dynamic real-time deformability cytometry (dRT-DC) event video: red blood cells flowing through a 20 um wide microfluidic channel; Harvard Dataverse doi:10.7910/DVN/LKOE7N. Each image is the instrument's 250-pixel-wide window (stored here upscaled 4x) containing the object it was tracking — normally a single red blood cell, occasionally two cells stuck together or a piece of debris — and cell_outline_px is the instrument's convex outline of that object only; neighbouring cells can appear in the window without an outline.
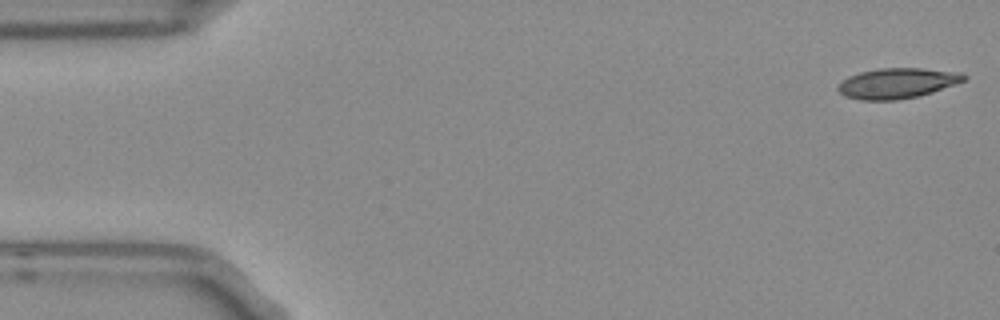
{"species": "Egyptian fruit bat (a non-hibernating species)", "species_latin": "Rousettus aegyptiacus", "temperature_condition": "room temperature", "stored_images_in_passage": 8, "camera_frame_rate_fps": 3000, "um_per_image_px": 0.085, "frame": {"image": 1, "passage_image": 1, "time_ms": 0.0, "image_size_px": [1000, 320], "cell_outline_px": [[968, 76], [964, 80], [932, 92], [920, 96], [896, 100], [860, 100], [844, 96], [836, 88], [848, 76], [860, 72], [880, 68], [920, 68], [960, 72]], "centroid_in_image_um": [76.25, 7.07], "position_along_channel_um": 8.8, "area_um2": 22.14}}
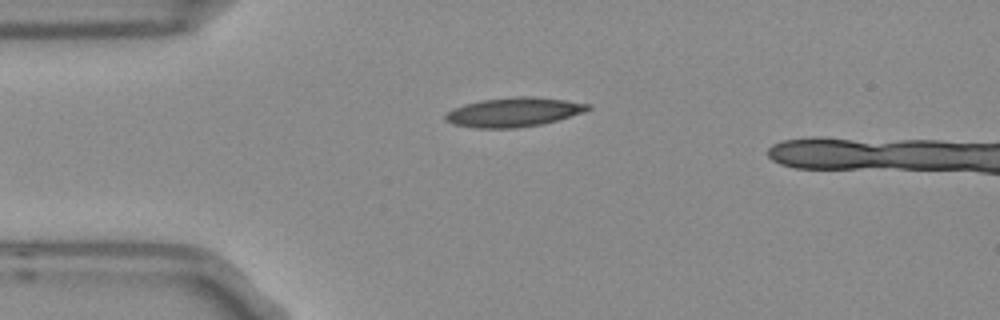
{"frame": {"image": 2, "passage_image": 4, "time_ms": 1.0, "image_size_px": [1000, 320], "cell_outline_px": [[592, 108], [584, 112], [556, 120], [540, 124], [516, 128], [472, 128], [452, 124], [444, 120], [444, 116], [452, 108], [464, 104], [484, 100], [520, 96], [532, 96], [564, 100], [592, 104]], "centroid_in_image_um": [43.64, 9.53], "position_along_channel_um": 41.4, "area_um2": 24.22}}
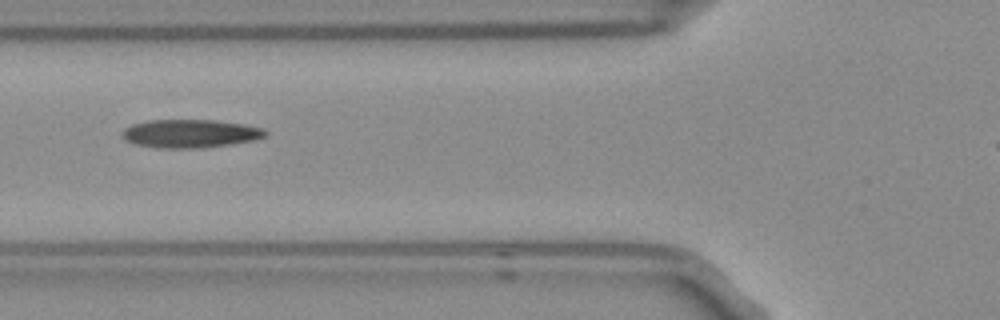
{"frame": {"image": 3, "passage_image": 6, "time_ms": 1.667, "image_size_px": [1000, 320], "cell_outline_px": [[268, 136], [256, 140], [232, 144], [196, 148], [164, 148], [136, 144], [120, 136], [124, 128], [132, 124], [148, 120], [216, 120], [244, 124], [264, 128], [268, 132]], "centroid_in_image_um": [16.23, 11.34], "position_along_channel_um": 109.6, "area_um2": 23.7}}